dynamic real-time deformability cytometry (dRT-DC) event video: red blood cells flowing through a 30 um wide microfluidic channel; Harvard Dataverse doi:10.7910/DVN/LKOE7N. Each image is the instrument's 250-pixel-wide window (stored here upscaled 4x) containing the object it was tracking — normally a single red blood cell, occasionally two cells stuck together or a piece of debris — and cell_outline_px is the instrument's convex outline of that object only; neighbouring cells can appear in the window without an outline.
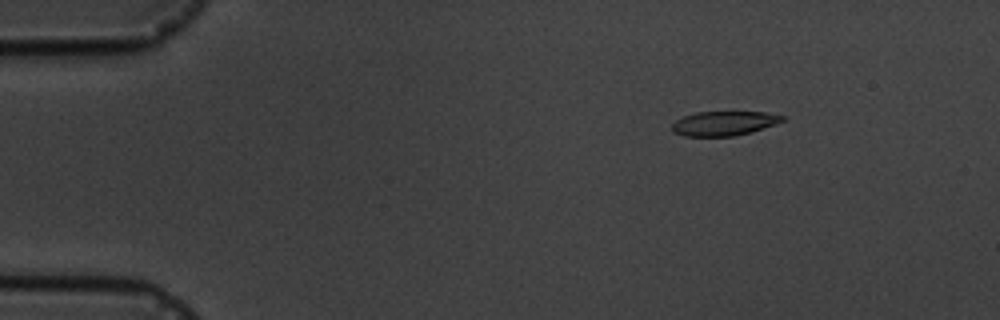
{"species": "common noctule bat (a hibernating species)", "species_latin": "Nyctalus noctula", "temperature_condition": "cold", "stored_images_in_passage": 14, "camera_frame_rate_fps": 3000, "um_per_image_px": 0.085, "animal": {"sex": "male", "body_mass_g": 19.5, "forearm_length_mm": 54.6}, "frame": {"image": 1, "passage_image": 2, "time_ms": 2.0, "image_size_px": [1000, 320], "cell_outline_px": [[784, 120], [776, 124], [752, 132], [736, 136], [684, 136], [672, 132], [672, 124], [676, 120], [684, 116], [696, 112], [764, 112], [784, 116]], "centroid_in_image_um": [61.53, 10.49], "position_along_channel_um": 23.5, "area_um2": 15.72}}
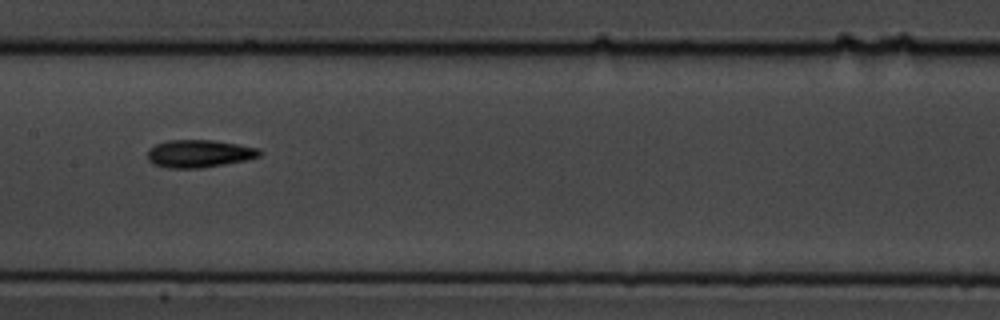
{"frame": {"image": 2, "passage_image": 7, "time_ms": 8.667, "image_size_px": [1000, 320], "cell_outline_px": [[260, 156], [244, 160], [204, 168], [168, 168], [152, 164], [148, 160], [148, 148], [156, 144], [168, 140], [212, 140], [260, 148]], "centroid_in_image_um": [16.89, 13.06], "position_along_channel_um": 190.5, "area_um2": 18.03}}
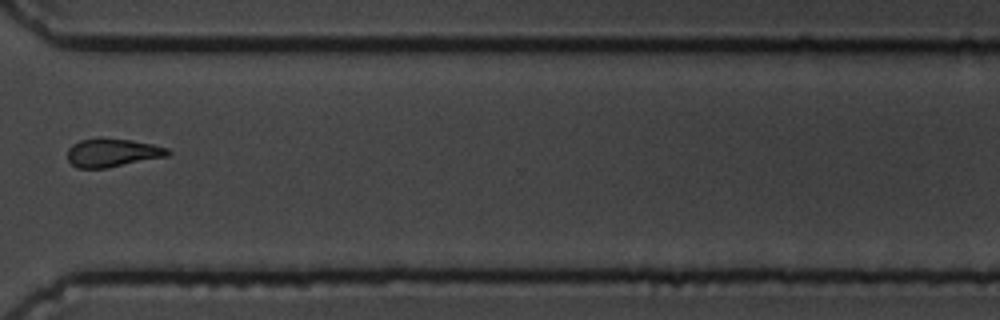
{"frame": {"image": 3, "passage_image": 11, "time_ms": 13.333, "image_size_px": [1000, 320], "cell_outline_px": [[172, 152], [168, 156], [108, 168], [76, 168], [68, 160], [68, 148], [72, 144], [80, 140], [100, 136], [132, 140], [152, 144], [168, 148]], "centroid_in_image_um": [9.55, 12.96], "position_along_channel_um": 361.0, "area_um2": 16.99}, "authors_computed_cell_mechanics": {"area_um2": 16.7331, "velocity_mm_per_s": 3.6682, "shape_relaxation_time_tau1_ms": 4.61, "shape_relaxation_time_tau2_ms": 4.5078, "deformation_change_tau1": 0.1258, "deformation_change_tau2": 0.1055}}